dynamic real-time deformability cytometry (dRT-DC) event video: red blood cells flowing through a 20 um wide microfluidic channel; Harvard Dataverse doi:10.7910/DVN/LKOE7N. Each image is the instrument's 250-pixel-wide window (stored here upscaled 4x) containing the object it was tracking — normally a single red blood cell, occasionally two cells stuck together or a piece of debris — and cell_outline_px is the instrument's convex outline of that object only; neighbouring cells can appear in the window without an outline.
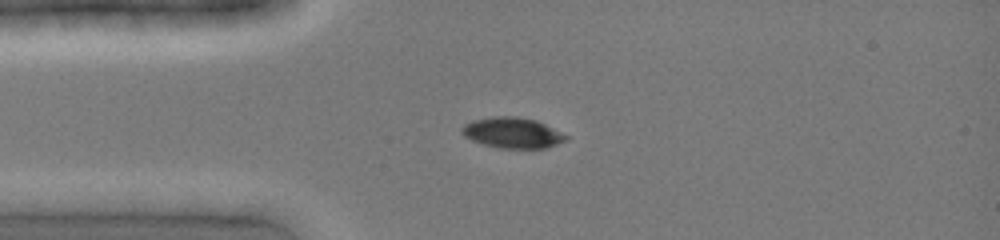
{"species": "common noctule bat (a hibernating species)", "species_latin": "Nyctalus noctula", "temperature_condition": "cold", "stored_images_in_passage": 6, "camera_frame_rate_fps": 3000, "um_per_image_px": 0.085, "animal": {"sex": "female", "body_mass_g": 19.0, "forearm_length_mm": 51.5}, "frame": {"image": 1, "passage_image": 1, "time_ms": 0.0, "image_size_px": [1000, 240], "cell_outline_px": [[568, 140], [548, 148], [500, 148], [484, 144], [472, 140], [464, 136], [460, 132], [460, 128], [464, 124], [472, 120], [492, 116], [516, 116], [536, 120], [568, 136]], "centroid_in_image_um": [43.54, 11.28], "position_along_channel_um": 41.5, "area_um2": 18.67}}